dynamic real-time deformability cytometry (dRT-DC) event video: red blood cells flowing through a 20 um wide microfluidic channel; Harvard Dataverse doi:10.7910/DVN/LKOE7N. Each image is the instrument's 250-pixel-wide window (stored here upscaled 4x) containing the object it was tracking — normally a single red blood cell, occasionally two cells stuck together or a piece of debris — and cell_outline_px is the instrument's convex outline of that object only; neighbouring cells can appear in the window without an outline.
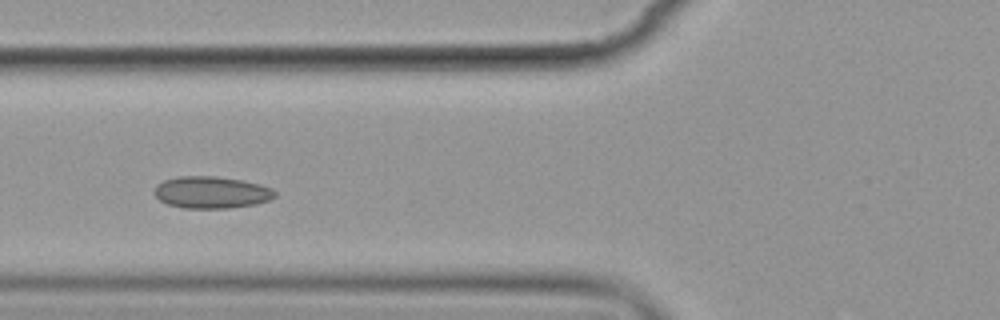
{"species": "common noctule bat (a hibernating species)", "species_latin": "Nyctalus noctula", "temperature_condition": "cold", "stored_images_in_passage": 14, "camera_frame_rate_fps": 3000, "um_per_image_px": 0.085, "animal": {"sex": "female", "body_mass_g": 19.9}, "frame": {"image": 1, "passage_image": 5, "time_ms": 5.667, "image_size_px": [1000, 320], "cell_outline_px": [[276, 196], [268, 200], [256, 204], [228, 208], [180, 208], [168, 204], [160, 200], [152, 192], [156, 184], [164, 180], [180, 176], [216, 176], [240, 180], [260, 184], [272, 188], [276, 192]], "centroid_in_image_um": [17.95, 16.35], "position_along_channel_um": 107.9, "area_um2": 22.54}}
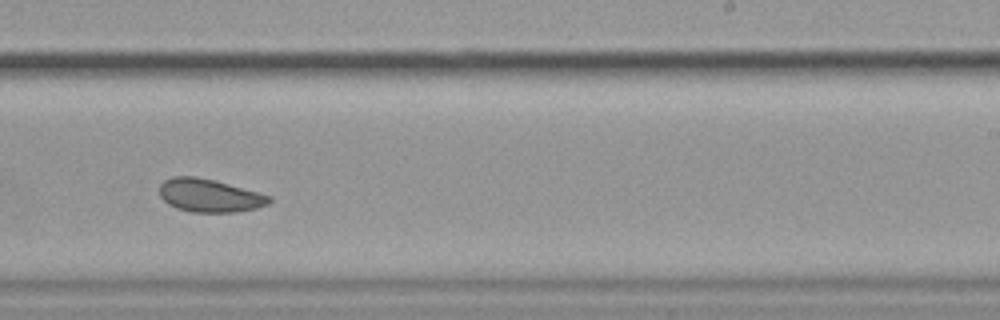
{"frame": {"image": 2, "passage_image": 9, "time_ms": 10.333, "image_size_px": [1000, 320], "cell_outline_px": [[272, 200], [268, 204], [256, 208], [236, 212], [192, 212], [176, 208], [168, 204], [160, 196], [160, 184], [164, 180], [172, 176], [192, 176], [212, 180], [228, 184], [272, 196]], "centroid_in_image_um": [17.79, 16.62], "position_along_channel_um": 271.2, "area_um2": 21.04}}
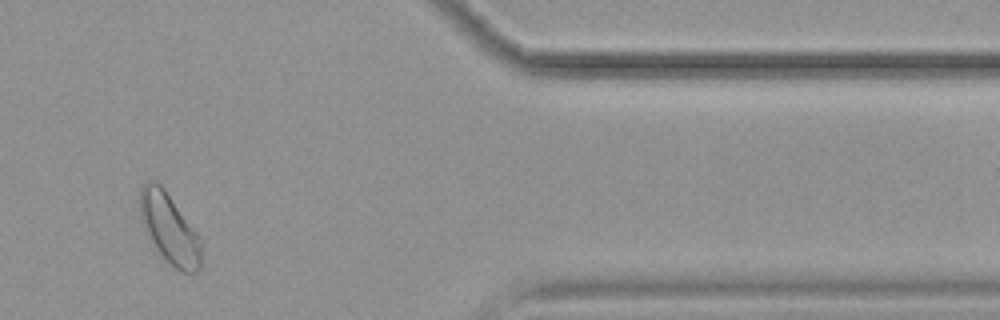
{"frame": {"image": 3, "passage_image": 12, "time_ms": 14.667, "image_size_px": [1000, 320], "cell_outline_px": [[200, 268], [196, 272], [184, 272], [176, 268], [160, 252], [152, 240], [148, 232], [140, 212], [140, 188], [148, 180], [152, 180], [160, 184], [164, 188], [196, 232], [200, 240]], "centroid_in_image_um": [14.41, 19.38], "position_along_channel_um": 397.0, "area_um2": 23.81}, "authors_computed_cell_mechanics": {"area_um2": 22.6865, "velocity_mm_per_s": 3.508, "shape_relaxation_time_tau1_ms": 2.6541, "shape_relaxation_time_tau2_ms": null, "deformation_change_tau1": 0.0305, "deformation_change_tau2": null}}